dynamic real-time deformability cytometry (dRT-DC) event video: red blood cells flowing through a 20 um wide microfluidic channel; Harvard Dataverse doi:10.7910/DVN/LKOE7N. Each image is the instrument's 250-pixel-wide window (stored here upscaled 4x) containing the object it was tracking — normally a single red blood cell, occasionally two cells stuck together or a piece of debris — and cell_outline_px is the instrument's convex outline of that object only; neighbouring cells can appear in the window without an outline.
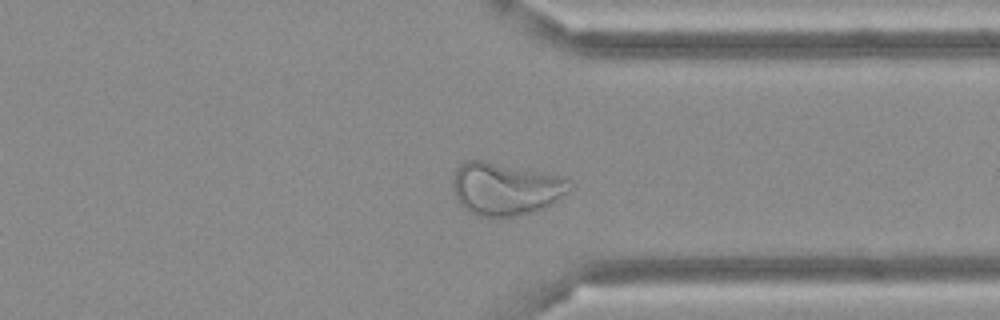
{"species": "Egyptian fruit bat (a non-hibernating species)", "species_latin": "Rousettus aegyptiacus", "temperature_condition": "cold", "stored_images_in_passage": 50, "segment_of_instrument_passage": [1, 2], "camera_frame_rate_fps": 3000, "um_per_image_px": 0.085, "frame": {"image": 1, "passage_image": 37, "time_ms": 12.0, "image_size_px": [1000, 320], "cell_outline_px": [[572, 188], [556, 200], [544, 208], [536, 212], [512, 216], [476, 216], [468, 212], [456, 200], [452, 188], [452, 180], [456, 168], [464, 160], [484, 160], [560, 176], [572, 180]], "centroid_in_image_um": [42.93, 16.04], "position_along_channel_um": 368.5, "area_um2": 36.07}}
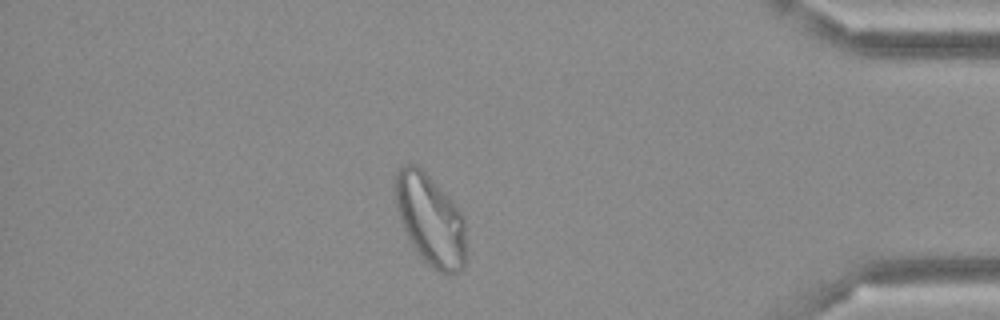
{"frame": {"image": 2, "passage_image": 42, "time_ms": 13.667, "image_size_px": [1000, 320], "cell_outline_px": [[464, 264], [460, 272], [440, 272], [432, 268], [420, 256], [412, 244], [400, 220], [392, 188], [396, 172], [404, 164], [416, 164], [448, 196], [460, 212], [464, 220]], "centroid_in_image_um": [36.53, 18.65], "position_along_channel_um": 398.7, "area_um2": 37.05}}